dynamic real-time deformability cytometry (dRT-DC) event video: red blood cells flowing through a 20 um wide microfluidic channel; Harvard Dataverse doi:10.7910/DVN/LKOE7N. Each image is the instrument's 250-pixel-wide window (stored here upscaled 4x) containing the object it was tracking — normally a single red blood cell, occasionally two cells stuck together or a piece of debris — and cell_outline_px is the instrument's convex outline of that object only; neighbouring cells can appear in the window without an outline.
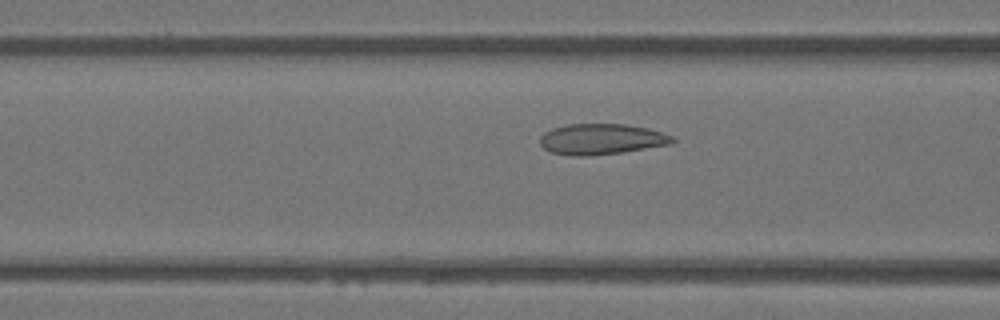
{"species": "Egyptian fruit bat (a non-hibernating species)", "species_latin": "Rousettus aegyptiacus", "temperature_condition": "warm", "stored_images_in_passage": 25, "camera_frame_rate_fps": 3000, "um_per_image_px": 0.085, "animal": {"sex": "female"}, "frame": {"image": 1, "passage_image": 10, "time_ms": 3.0, "image_size_px": [1000, 320], "cell_outline_px": [[676, 140], [672, 144], [620, 152], [588, 156], [572, 156], [552, 152], [544, 148], [540, 144], [540, 136], [544, 132], [552, 128], [568, 124], [624, 124], [648, 128], [672, 136]], "centroid_in_image_um": [51.1, 11.82], "position_along_channel_um": 115.5, "area_um2": 23.64}}
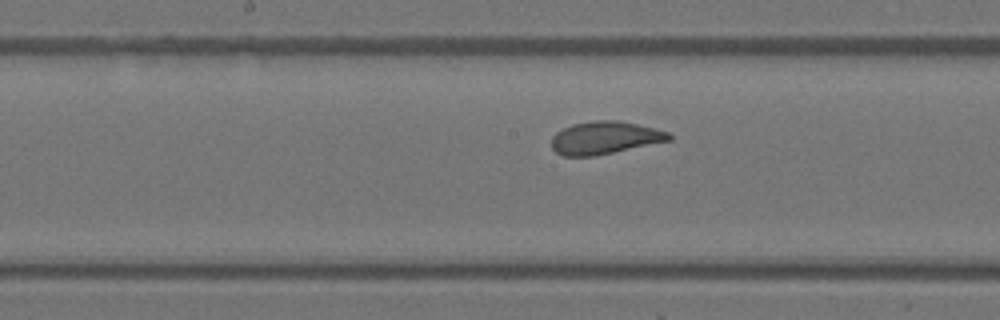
{"frame": {"image": 2, "passage_image": 16, "time_ms": 5.0, "image_size_px": [1000, 320], "cell_outline_px": [[672, 140], [592, 156], [564, 156], [556, 152], [552, 148], [552, 136], [556, 132], [572, 124], [592, 120], [620, 120], [668, 132], [672, 136]], "centroid_in_image_um": [51.38, 11.7], "position_along_channel_um": 196.8, "area_um2": 22.2}}
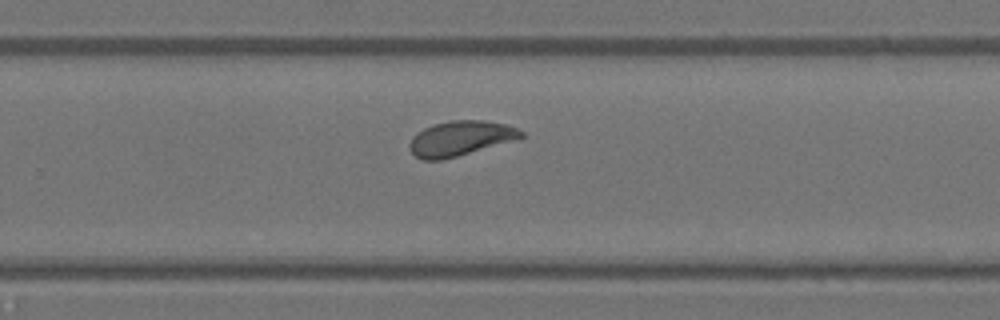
{"frame": {"image": 3, "passage_image": 23, "time_ms": 7.333, "image_size_px": [1000, 320], "cell_outline_px": [[524, 136], [512, 140], [456, 156], [440, 160], [424, 160], [416, 156], [408, 148], [408, 144], [412, 136], [416, 132], [432, 124], [452, 120], [484, 120], [508, 124], [524, 132]], "centroid_in_image_um": [39.08, 11.74], "position_along_channel_um": 290.7, "area_um2": 22.48}}